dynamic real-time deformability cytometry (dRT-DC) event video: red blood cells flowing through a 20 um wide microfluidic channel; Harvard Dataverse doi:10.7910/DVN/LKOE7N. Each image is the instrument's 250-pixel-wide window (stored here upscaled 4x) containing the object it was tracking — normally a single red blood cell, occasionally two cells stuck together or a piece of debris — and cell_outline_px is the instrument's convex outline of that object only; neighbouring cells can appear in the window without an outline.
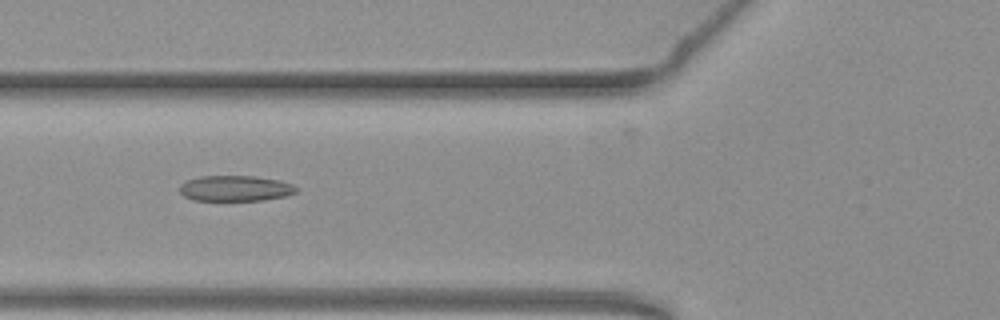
{"species": "common noctule bat (a hibernating species)", "species_latin": "Nyctalus noctula", "temperature_condition": "warm", "stored_images_in_passage": 40, "camera_frame_rate_fps": 3000, "um_per_image_px": 0.085, "animal": {"sex": "female", "body_mass_g": 19.3, "forearm_length_mm": 54.1}, "frame": {"image": 1, "passage_image": 6, "time_ms": 1.667, "image_size_px": [1000, 320], "cell_outline_px": [[296, 192], [284, 196], [264, 200], [192, 200], [184, 196], [180, 192], [180, 184], [188, 180], [200, 176], [252, 176], [280, 180], [292, 184], [296, 188]], "centroid_in_image_um": [19.98, 16.01], "position_along_channel_um": 105.8, "area_um2": 17.28}}
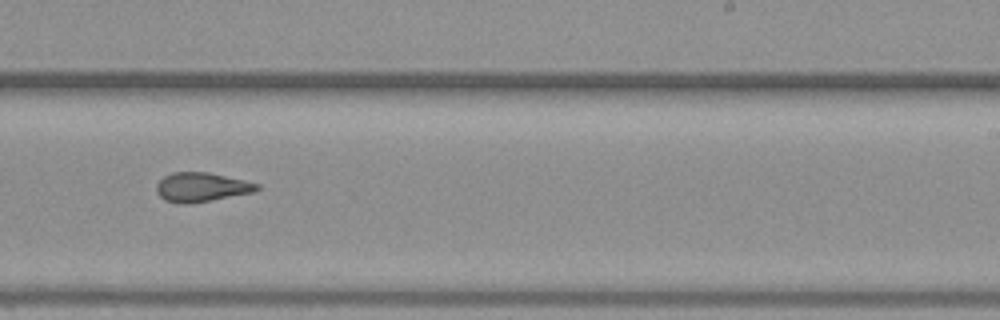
{"frame": {"image": 2, "passage_image": 19, "time_ms": 6.0, "image_size_px": [1000, 320], "cell_outline_px": [[260, 188], [252, 192], [212, 200], [188, 204], [176, 204], [164, 200], [156, 192], [156, 184], [164, 176], [172, 172], [208, 172], [244, 180], [260, 184]], "centroid_in_image_um": [17.08, 15.91], "position_along_channel_um": 271.9, "area_um2": 17.17}}
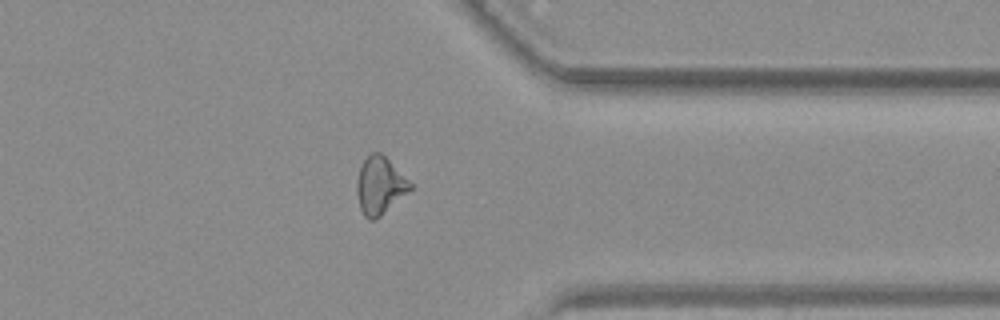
{"frame": {"image": 3, "passage_image": 28, "time_ms": 9.0, "image_size_px": [1000, 320], "cell_outline_px": [[412, 188], [380, 216], [372, 220], [368, 220], [364, 216], [360, 208], [356, 192], [356, 184], [360, 168], [364, 160], [372, 152], [380, 152], [412, 184]], "centroid_in_image_um": [32.25, 15.79], "position_along_channel_um": 379.1, "area_um2": 17.4}, "authors_computed_cell_mechanics": {"area_um2": 17.2533, "velocity_mm_per_s": 3.8316, "shape_relaxation_time_tau1_ms": null, "shape_relaxation_time_tau2_ms": 3.4841, "deformation_change_tau1": null, "deformation_change_tau2": 0.1074}}